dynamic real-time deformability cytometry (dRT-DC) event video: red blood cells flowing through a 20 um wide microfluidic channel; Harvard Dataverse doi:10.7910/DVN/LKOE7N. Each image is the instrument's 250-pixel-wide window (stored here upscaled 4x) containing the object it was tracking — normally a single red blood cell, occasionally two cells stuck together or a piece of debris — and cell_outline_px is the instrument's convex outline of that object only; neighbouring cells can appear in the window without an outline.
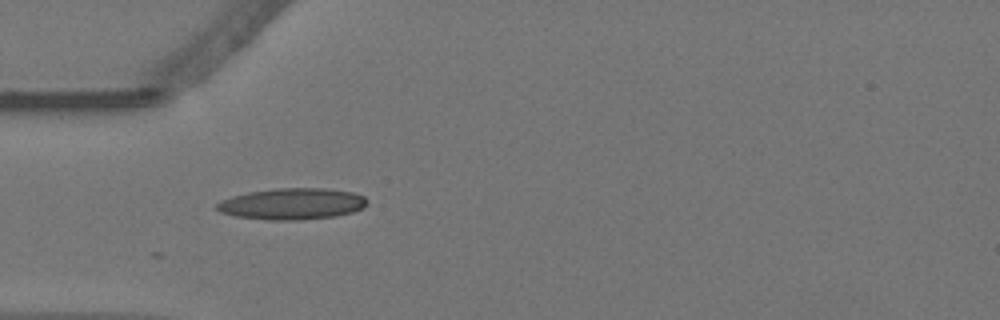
{"species": "Egyptian fruit bat (a non-hibernating species)", "species_latin": "Rousettus aegyptiacus", "temperature_condition": "warm", "stored_images_in_passage": 3, "camera_frame_rate_fps": 3000, "um_per_image_px": 0.085, "animal": {"sex": "female"}, "frame": {"image": 1, "passage_image": 1, "time_ms": 0.0, "image_size_px": [1000, 320], "cell_outline_px": [[368, 204], [364, 208], [352, 212], [336, 216], [300, 220], [268, 220], [236, 216], [220, 212], [216, 208], [216, 204], [220, 200], [232, 196], [248, 192], [276, 188], [324, 188], [352, 192], [364, 196], [368, 200]], "centroid_in_image_um": [24.85, 17.33], "position_along_channel_um": 60.2, "area_um2": 27.63}}